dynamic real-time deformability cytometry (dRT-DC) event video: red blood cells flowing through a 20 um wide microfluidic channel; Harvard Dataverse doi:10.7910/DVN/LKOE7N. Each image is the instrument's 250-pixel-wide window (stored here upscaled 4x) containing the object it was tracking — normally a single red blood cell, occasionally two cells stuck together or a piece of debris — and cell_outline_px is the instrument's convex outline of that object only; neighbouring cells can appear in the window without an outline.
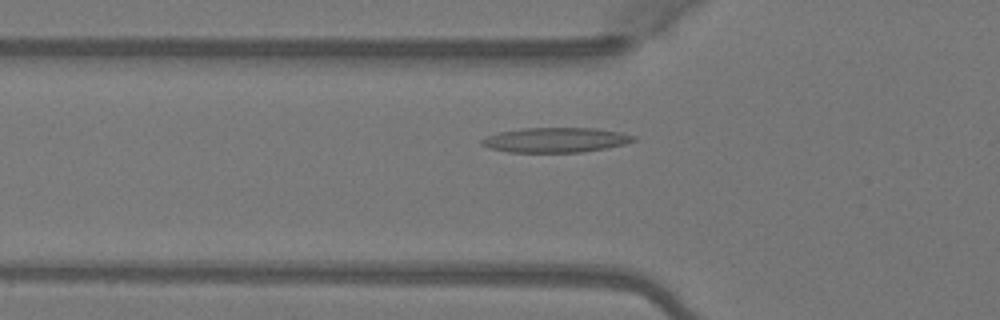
{"species": "Egyptian fruit bat (a non-hibernating species)", "species_latin": "Rousettus aegyptiacus", "temperature_condition": "warm", "stored_images_in_passage": 4, "camera_frame_rate_fps": 3000, "um_per_image_px": 0.085, "animal": {"sex": "female"}, "frame": {"image": 1, "passage_image": 4, "time_ms": 1.0, "image_size_px": [1000, 320], "cell_outline_px": [[636, 140], [624, 144], [608, 148], [580, 152], [508, 152], [488, 148], [480, 144], [480, 140], [488, 136], [500, 132], [524, 128], [596, 128], [620, 132], [636, 136]], "centroid_in_image_um": [47.24, 11.9], "position_along_channel_um": 78.6, "area_um2": 21.96}}